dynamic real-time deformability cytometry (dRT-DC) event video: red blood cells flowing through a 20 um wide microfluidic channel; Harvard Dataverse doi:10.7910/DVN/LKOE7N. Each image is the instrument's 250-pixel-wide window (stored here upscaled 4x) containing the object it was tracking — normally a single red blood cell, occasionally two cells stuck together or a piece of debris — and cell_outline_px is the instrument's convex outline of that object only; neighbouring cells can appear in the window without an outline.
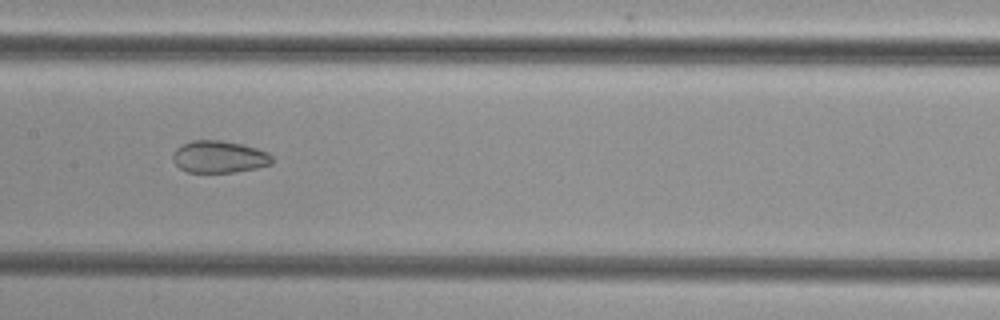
{"species": "common noctule bat (a hibernating species)", "species_latin": "Nyctalus noctula", "temperature_condition": "cold", "stored_images_in_passage": 51, "segment_of_instrument_passage": [2, 2], "camera_frame_rate_fps": 3000, "um_per_image_px": 0.085, "animal": {"sex": "female", "body_mass_g": 29.2, "forearm_length_mm": 56.3}, "frame": {"image": 1, "passage_image": 25, "time_ms": 8.0, "image_size_px": [1000, 320], "cell_outline_px": [[272, 164], [256, 168], [232, 172], [188, 172], [180, 168], [172, 160], [172, 156], [176, 148], [192, 140], [220, 140], [240, 144], [256, 148], [268, 152], [272, 156]], "centroid_in_image_um": [18.62, 13.33], "position_along_channel_um": 188.8, "area_um2": 18.44}}
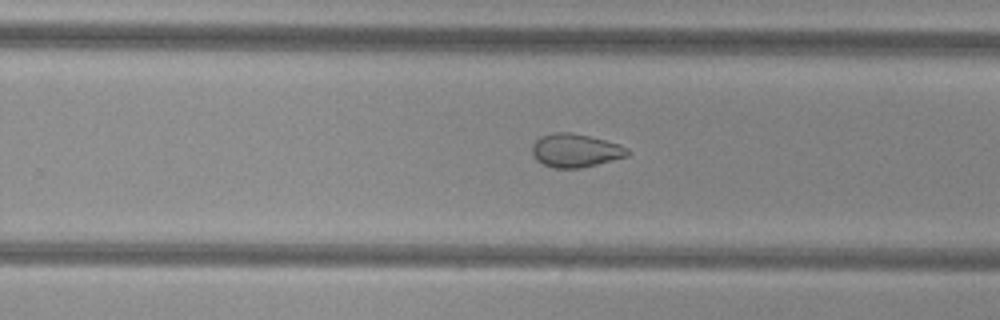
{"frame": {"image": 2, "passage_image": 32, "time_ms": 10.333, "image_size_px": [1000, 320], "cell_outline_px": [[632, 152], [628, 156], [580, 168], [552, 168], [536, 160], [532, 152], [532, 144], [540, 136], [552, 132], [572, 132], [620, 144], [628, 148]], "centroid_in_image_um": [48.91, 12.78], "position_along_channel_um": 280.9, "area_um2": 18.67}}
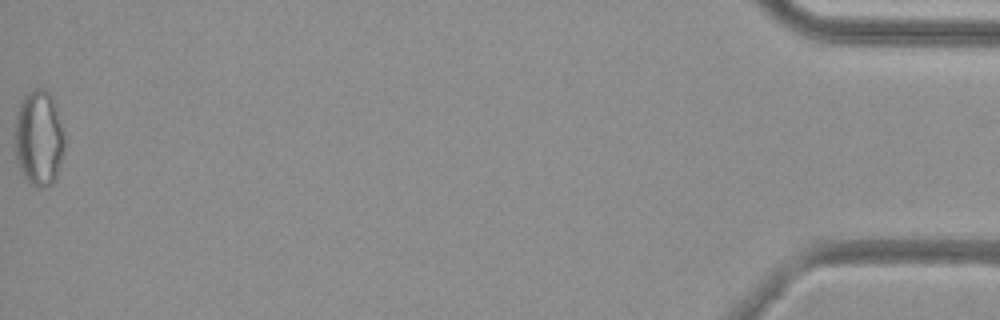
{"frame": {"image": 3, "passage_image": 51, "time_ms": 16.667, "image_size_px": [1000, 320], "cell_outline_px": [[64, 148], [56, 180], [52, 184], [40, 188], [36, 188], [28, 184], [20, 172], [16, 160], [16, 112], [20, 100], [28, 92], [36, 88], [44, 88], [52, 92], [56, 100], [64, 136]], "centroid_in_image_um": [3.32, 11.73], "position_along_channel_um": 431.9, "area_um2": 28.44}}